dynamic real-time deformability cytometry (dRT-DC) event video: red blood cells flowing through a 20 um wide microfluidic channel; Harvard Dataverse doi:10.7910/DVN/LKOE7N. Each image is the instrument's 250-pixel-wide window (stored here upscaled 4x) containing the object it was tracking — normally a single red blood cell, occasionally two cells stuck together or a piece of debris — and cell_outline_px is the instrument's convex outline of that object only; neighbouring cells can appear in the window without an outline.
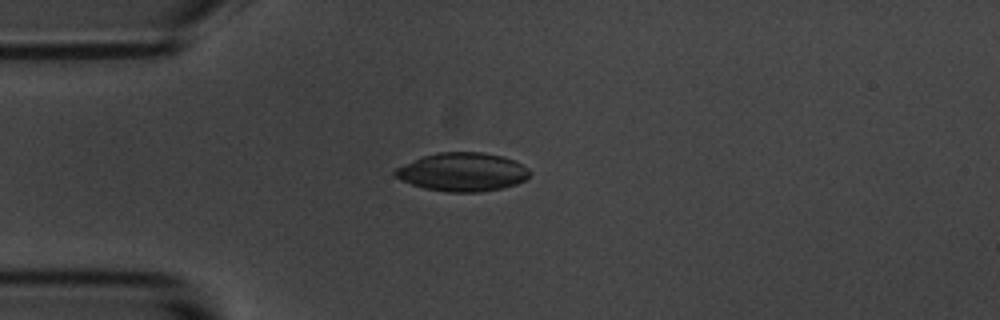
{"species": "common noctule bat (a hibernating species)", "species_latin": "Nyctalus noctula", "temperature_condition": "room temperature", "stored_images_in_passage": 4, "camera_frame_rate_fps": 3000, "um_per_image_px": 0.085, "animal": {"sex": "male", "body_mass_g": 20.1, "forearm_length_mm": 53.5}, "frame": {"image": 1, "passage_image": 2, "time_ms": 1.333, "image_size_px": [1000, 320], "cell_outline_px": [[528, 176], [524, 180], [516, 184], [500, 188], [480, 192], [448, 192], [424, 188], [400, 180], [392, 176], [392, 172], [396, 168], [424, 156], [440, 152], [480, 152], [500, 156], [512, 160], [528, 168]], "centroid_in_image_um": [39.26, 14.63], "position_along_channel_um": 45.7, "area_um2": 29.82}}